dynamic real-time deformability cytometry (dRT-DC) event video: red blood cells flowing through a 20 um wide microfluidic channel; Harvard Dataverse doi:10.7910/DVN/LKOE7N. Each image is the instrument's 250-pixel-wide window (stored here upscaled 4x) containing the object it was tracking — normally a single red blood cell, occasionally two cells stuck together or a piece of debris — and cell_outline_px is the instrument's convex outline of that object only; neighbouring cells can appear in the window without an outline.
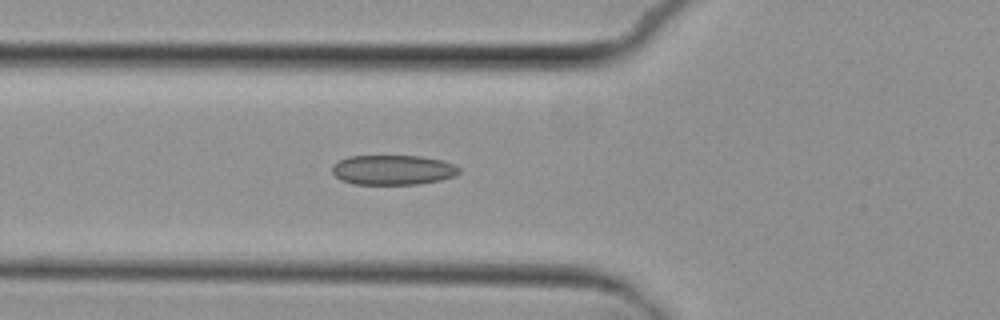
{"species": "common noctule bat (a hibernating species)", "species_latin": "Nyctalus noctula", "temperature_condition": "cold", "stored_images_in_passage": 5, "camera_frame_rate_fps": 3000, "um_per_image_px": 0.085, "animal": {"sex": "female", "body_mass_g": 29.2, "forearm_length_mm": 56.3}, "frame": {"image": 1, "passage_image": 5, "time_ms": 4.667, "image_size_px": [1000, 320], "cell_outline_px": [[460, 172], [456, 176], [440, 180], [420, 184], [352, 184], [340, 180], [332, 172], [332, 164], [348, 156], [420, 156], [444, 160], [460, 168]], "centroid_in_image_um": [33.4, 14.44], "position_along_channel_um": 92.4, "area_um2": 22.25}}